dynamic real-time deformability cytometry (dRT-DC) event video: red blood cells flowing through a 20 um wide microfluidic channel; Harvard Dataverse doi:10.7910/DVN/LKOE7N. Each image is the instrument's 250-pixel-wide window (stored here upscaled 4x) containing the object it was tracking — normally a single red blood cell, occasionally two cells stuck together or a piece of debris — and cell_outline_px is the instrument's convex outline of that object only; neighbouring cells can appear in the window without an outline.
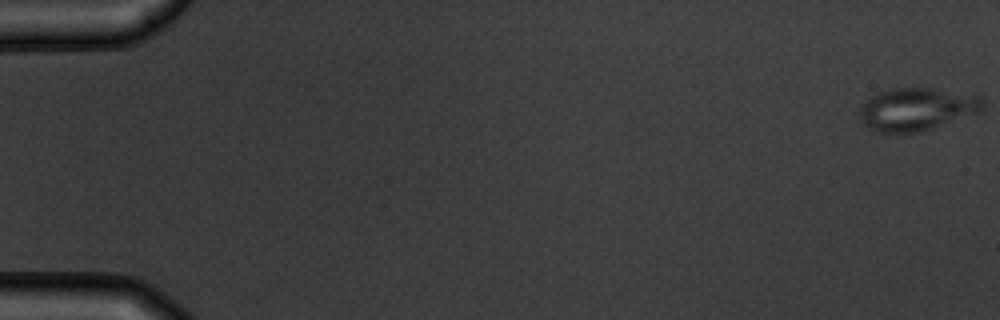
{"species": "common noctule bat (a hibernating species)", "species_latin": "Nyctalus noctula", "temperature_condition": "warm", "stored_images_in_passage": 6, "camera_frame_rate_fps": 3000, "um_per_image_px": 0.085, "animal": {"sex": "male", "body_mass_g": 19.5, "forearm_length_mm": 54.6}, "frame": {"image": 1, "passage_image": 1, "time_ms": 0.0, "image_size_px": [1000, 320], "cell_outline_px": [[984, 108], [980, 112], [920, 132], [876, 132], [864, 124], [860, 120], [856, 112], [872, 96], [880, 92], [892, 88], [932, 88], [976, 92], [984, 100]], "centroid_in_image_um": [77.99, 9.25], "position_along_channel_um": 7.0, "area_um2": 31.15}}